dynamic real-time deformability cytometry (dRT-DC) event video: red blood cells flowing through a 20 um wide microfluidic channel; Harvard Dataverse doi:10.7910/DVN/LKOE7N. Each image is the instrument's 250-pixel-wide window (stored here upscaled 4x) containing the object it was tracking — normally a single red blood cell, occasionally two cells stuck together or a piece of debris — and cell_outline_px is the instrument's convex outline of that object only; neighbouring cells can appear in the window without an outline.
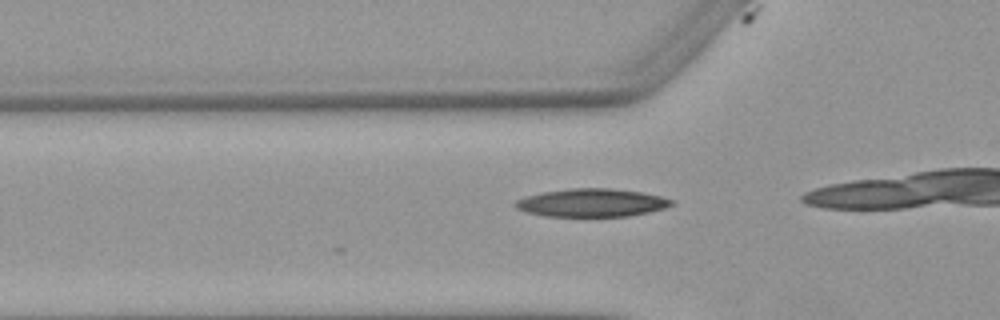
{"species": "Egyptian fruit bat (a non-hibernating species)", "species_latin": "Rousettus aegyptiacus", "temperature_condition": "warm", "stored_images_in_passage": 8, "camera_frame_rate_fps": 3000, "um_per_image_px": 0.085, "animal": {"sex": "female"}, "frame": {"image": 1, "passage_image": 4, "time_ms": 3.333, "image_size_px": [1000, 320], "cell_outline_px": [[672, 204], [664, 208], [648, 212], [628, 216], [544, 216], [524, 212], [516, 208], [512, 204], [516, 200], [528, 196], [544, 192], [572, 188], [612, 188], [640, 192], [660, 196], [672, 200]], "centroid_in_image_um": [50.25, 17.23], "position_along_channel_um": 75.6, "area_um2": 25.37}}